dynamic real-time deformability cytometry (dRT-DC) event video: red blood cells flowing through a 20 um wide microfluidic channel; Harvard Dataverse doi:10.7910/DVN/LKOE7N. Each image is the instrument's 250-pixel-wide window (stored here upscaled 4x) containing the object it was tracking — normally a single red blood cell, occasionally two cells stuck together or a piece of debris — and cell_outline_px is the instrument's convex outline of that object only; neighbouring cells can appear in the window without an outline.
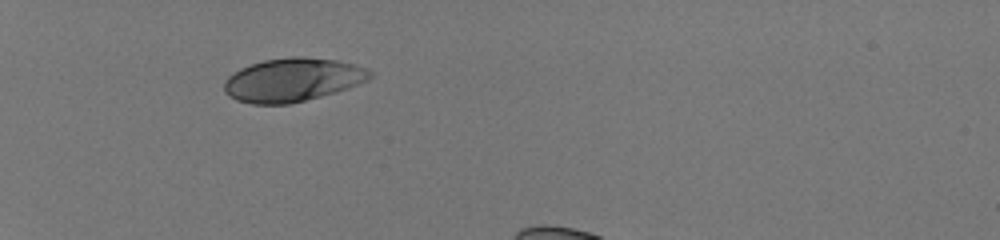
{"species": "human", "species_latin": "Homo sapiens", "temperature_condition": "room temperature", "stored_images_in_passage": 35, "camera_frame_rate_fps": 3000, "um_per_image_px": 0.085, "donor": {"sex": "male"}, "frame": {"image": 1, "passage_image": 1, "time_ms": 0.0, "image_size_px": [1000, 240], "cell_outline_px": [[372, 76], [368, 80], [348, 88], [336, 92], [292, 104], [252, 104], [236, 100], [228, 96], [224, 92], [224, 80], [228, 76], [240, 68], [264, 60], [292, 56], [304, 56], [336, 60], [356, 64], [368, 68], [372, 72]], "centroid_in_image_um": [24.88, 6.79], "position_along_channel_um": 60.1, "area_um2": 37.28}}
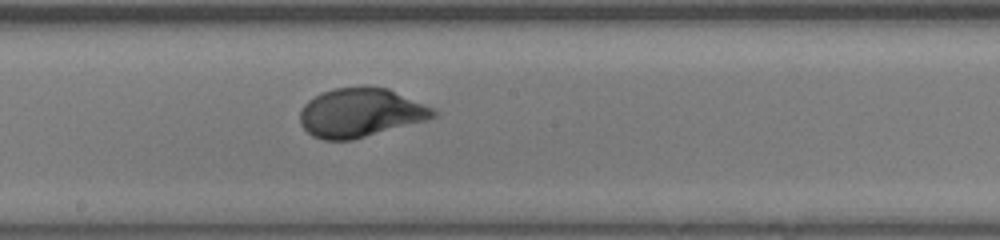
{"frame": {"image": 2, "passage_image": 15, "time_ms": 4.667, "image_size_px": [1000, 240], "cell_outline_px": [[440, 112], [436, 116], [428, 120], [352, 140], [324, 140], [312, 136], [300, 124], [300, 112], [304, 104], [308, 100], [320, 92], [332, 88], [364, 84], [388, 88], [436, 108]], "centroid_in_image_um": [30.68, 9.55], "position_along_channel_um": 217.5, "area_um2": 38.9}}
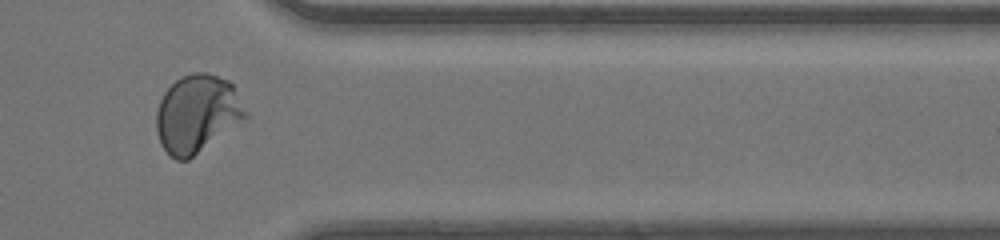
{"frame": {"image": 3, "passage_image": 28, "time_ms": 9.0, "image_size_px": [1000, 240], "cell_outline_px": [[248, 120], [188, 160], [176, 160], [160, 144], [156, 132], [156, 112], [160, 100], [164, 92], [176, 80], [192, 72], [208, 72], [228, 80], [232, 84], [248, 112]], "centroid_in_image_um": [16.8, 9.68], "position_along_channel_um": 394.6, "area_um2": 41.04}}